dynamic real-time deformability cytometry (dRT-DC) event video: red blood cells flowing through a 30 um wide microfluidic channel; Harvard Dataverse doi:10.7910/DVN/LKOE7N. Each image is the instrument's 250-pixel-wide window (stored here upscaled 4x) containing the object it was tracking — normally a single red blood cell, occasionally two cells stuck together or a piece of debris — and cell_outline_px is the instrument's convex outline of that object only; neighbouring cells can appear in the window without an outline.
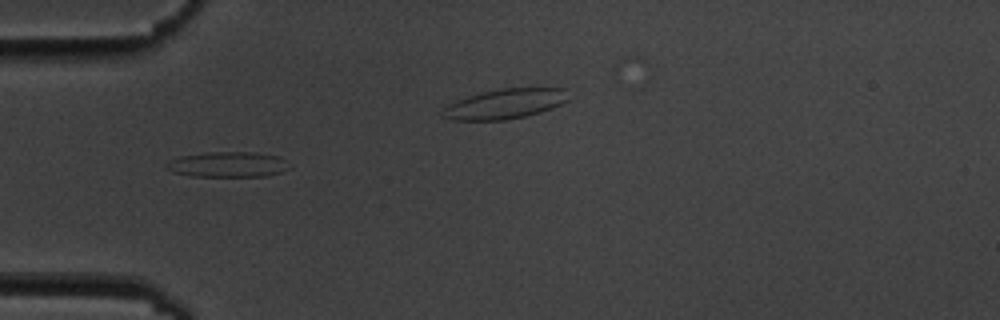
{"species": "common noctule bat (a hibernating species)", "species_latin": "Nyctalus noctula", "temperature_condition": "cold", "stored_images_in_passage": 7, "camera_frame_rate_fps": 3000, "um_per_image_px": 0.085, "animal": {"sex": "male", "body_mass_g": 19.5, "forearm_length_mm": 54.6}, "frame": {"image": 1, "passage_image": 5, "time_ms": 4.667, "image_size_px": [1000, 320], "cell_outline_px": [[292, 168], [280, 172], [264, 176], [188, 176], [172, 172], [164, 164], [180, 156], [208, 152], [256, 152], [280, 156]], "centroid_in_image_um": [19.38, 13.98], "position_along_channel_um": 65.6, "area_um2": 18.21}}